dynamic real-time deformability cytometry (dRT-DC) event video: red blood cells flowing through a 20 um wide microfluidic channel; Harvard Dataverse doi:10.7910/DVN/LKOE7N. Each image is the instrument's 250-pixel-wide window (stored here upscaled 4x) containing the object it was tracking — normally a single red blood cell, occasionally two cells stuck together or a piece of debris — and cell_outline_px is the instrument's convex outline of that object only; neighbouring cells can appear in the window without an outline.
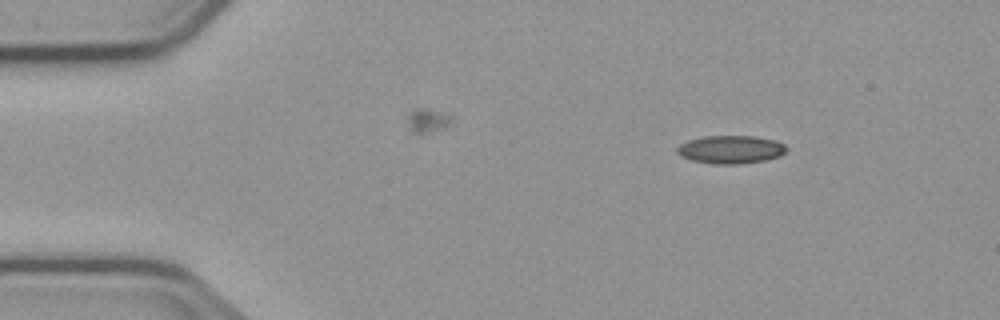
{"species": "common noctule bat (a hibernating species)", "species_latin": "Nyctalus noctula", "temperature_condition": "cold", "stored_images_in_passage": 3, "camera_frame_rate_fps": 3000, "um_per_image_px": 0.085, "animal": {"sex": "male", "body_mass_g": 23.1, "forearm_length_mm": 52.7}, "frame": {"image": 1, "passage_image": 1, "time_ms": 0.0, "image_size_px": [1000, 320], "cell_outline_px": [[788, 148], [780, 156], [768, 160], [740, 164], [712, 164], [692, 160], [680, 156], [676, 152], [676, 148], [680, 144], [688, 140], [704, 136], [752, 136], [776, 140], [784, 144]], "centroid_in_image_um": [62.11, 12.71], "position_along_channel_um": 22.9, "area_um2": 18.09}}